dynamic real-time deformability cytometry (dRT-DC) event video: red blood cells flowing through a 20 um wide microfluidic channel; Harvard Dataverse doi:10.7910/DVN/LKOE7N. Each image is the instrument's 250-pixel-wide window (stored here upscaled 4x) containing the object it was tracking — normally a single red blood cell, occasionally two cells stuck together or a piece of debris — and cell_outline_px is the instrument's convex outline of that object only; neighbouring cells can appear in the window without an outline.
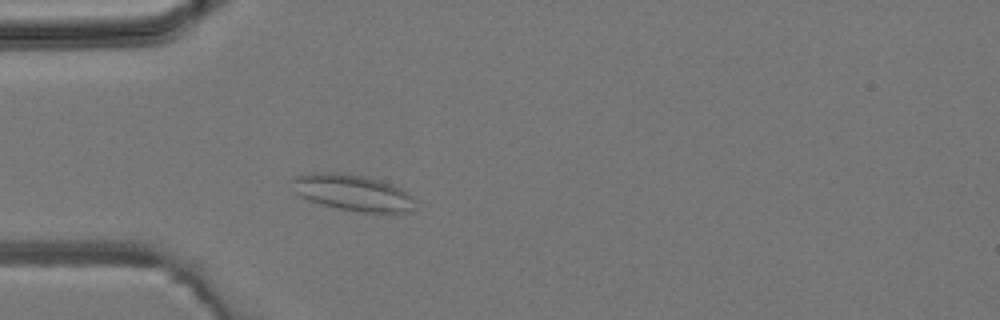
{"species": "common noctule bat (a hibernating species)", "species_latin": "Nyctalus noctula", "temperature_condition": "room temperature", "stored_images_in_passage": 3, "camera_frame_rate_fps": 3000, "um_per_image_px": 0.085, "animal": {"sex": "male", "body_mass_g": 19.2, "forearm_length_mm": 51.8}, "frame": {"image": 1, "passage_image": 3, "time_ms": 2.667, "image_size_px": [1000, 320], "cell_outline_px": [[412, 208], [408, 212], [360, 212], [320, 204], [308, 200], [292, 192], [292, 180], [296, 176], [312, 172], [336, 172], [368, 176], [392, 184], [400, 188], [412, 196]], "centroid_in_image_um": [29.91, 16.35], "position_along_channel_um": 55.1, "area_um2": 25.95}}